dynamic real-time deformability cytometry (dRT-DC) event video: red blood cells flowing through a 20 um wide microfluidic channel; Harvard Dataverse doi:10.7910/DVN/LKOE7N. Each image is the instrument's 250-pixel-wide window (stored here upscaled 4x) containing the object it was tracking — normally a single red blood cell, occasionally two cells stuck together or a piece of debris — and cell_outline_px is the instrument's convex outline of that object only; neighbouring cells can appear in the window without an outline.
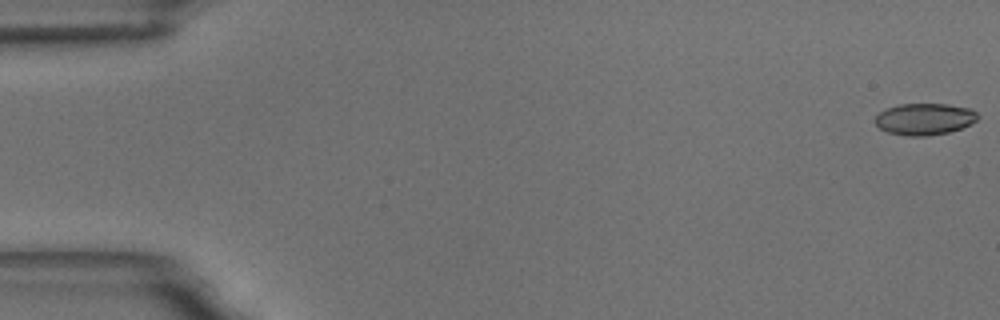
{"species": "common noctule bat (a hibernating species)", "species_latin": "Nyctalus noctula", "temperature_condition": "room temperature", "stored_images_in_passage": 5, "camera_frame_rate_fps": 3000, "um_per_image_px": 0.085, "animal": {"sex": "male", "body_mass_g": 18.8}, "frame": {"image": 1, "passage_image": 1, "time_ms": 0.0, "image_size_px": [1000, 320], "cell_outline_px": [[980, 116], [976, 120], [960, 128], [948, 132], [928, 136], [908, 136], [888, 132], [880, 128], [872, 120], [884, 108], [900, 104], [948, 104], [972, 108]], "centroid_in_image_um": [78.56, 10.11], "position_along_channel_um": 6.4, "area_um2": 19.02}}
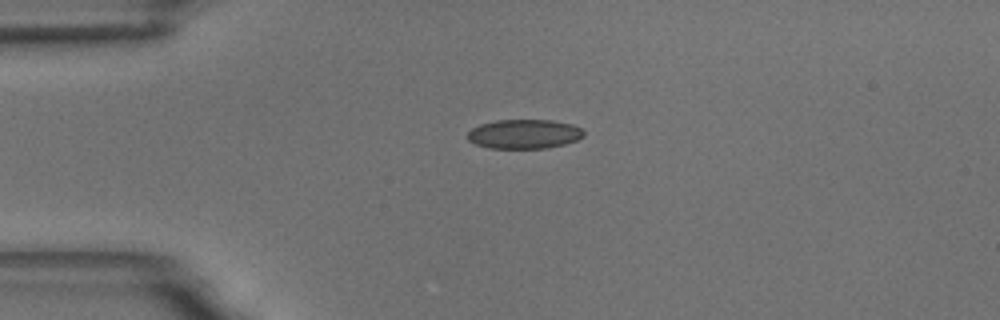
{"frame": {"image": 2, "passage_image": 4, "time_ms": 4.333, "image_size_px": [1000, 320], "cell_outline_px": [[584, 136], [576, 140], [564, 144], [548, 148], [488, 148], [476, 144], [468, 140], [468, 132], [472, 128], [480, 124], [496, 120], [552, 120], [572, 124], [580, 128], [584, 132]], "centroid_in_image_um": [44.55, 11.39], "position_along_channel_um": 40.4, "area_um2": 19.83}}